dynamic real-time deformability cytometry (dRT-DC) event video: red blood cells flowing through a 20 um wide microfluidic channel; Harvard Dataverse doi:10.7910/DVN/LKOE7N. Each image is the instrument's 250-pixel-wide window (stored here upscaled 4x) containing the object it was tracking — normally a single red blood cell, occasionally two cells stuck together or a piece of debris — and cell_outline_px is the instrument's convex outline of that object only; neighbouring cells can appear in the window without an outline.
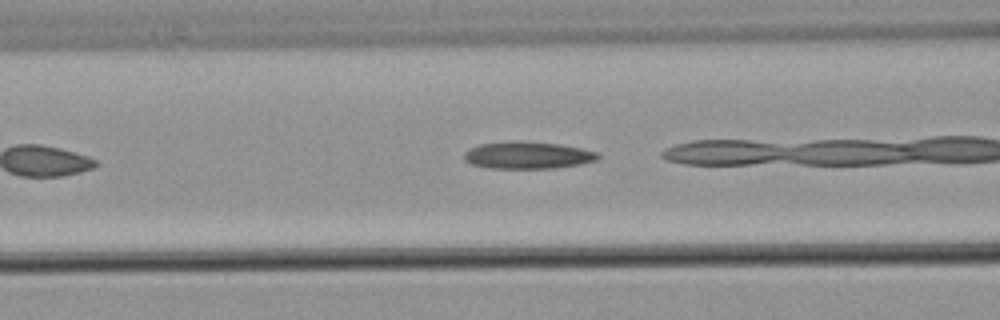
{"species": "common noctule bat (a hibernating species)", "species_latin": "Nyctalus noctula", "temperature_condition": "warm", "stored_images_in_passage": 25, "camera_frame_rate_fps": 3000, "um_per_image_px": 0.085, "animal": {"sex": "male", "body_mass_g": 21.5, "forearm_length_mm": 52.0}, "frame": {"image": 1, "passage_image": 4, "time_ms": 1.0, "image_size_px": [1000, 320], "cell_outline_px": [[600, 156], [596, 160], [580, 164], [556, 168], [492, 168], [472, 164], [464, 160], [464, 152], [468, 148], [480, 144], [512, 140], [520, 140], [560, 144], [600, 152]], "centroid_in_image_um": [44.85, 13.18], "position_along_channel_um": 121.8, "area_um2": 21.39}}